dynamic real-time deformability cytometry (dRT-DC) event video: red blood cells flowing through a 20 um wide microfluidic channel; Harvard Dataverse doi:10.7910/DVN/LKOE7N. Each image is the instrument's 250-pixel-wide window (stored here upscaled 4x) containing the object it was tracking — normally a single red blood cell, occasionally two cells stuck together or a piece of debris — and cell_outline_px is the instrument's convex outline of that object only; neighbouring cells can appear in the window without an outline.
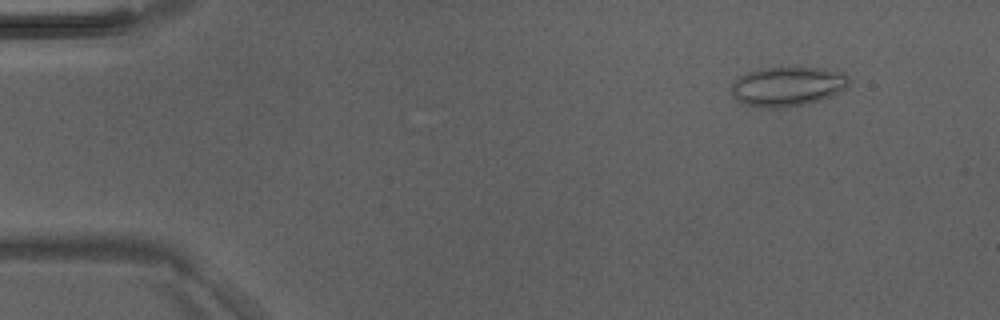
{"species": "Egyptian fruit bat (a non-hibernating species)", "species_latin": "Rousettus aegyptiacus", "temperature_condition": "room temperature", "stored_images_in_passage": 6, "camera_frame_rate_fps": 3000, "um_per_image_px": 0.085, "animal": {"sex": "male"}, "frame": {"image": 1, "passage_image": 2, "time_ms": 0.333, "image_size_px": [1000, 320], "cell_outline_px": [[852, 80], [840, 92], [832, 96], [820, 100], [804, 104], [780, 108], [764, 108], [748, 104], [736, 100], [732, 96], [732, 84], [740, 76], [748, 72], [760, 68], [824, 68], [844, 72]], "centroid_in_image_um": [66.97, 7.34], "position_along_channel_um": 18.0, "area_um2": 27.05}}